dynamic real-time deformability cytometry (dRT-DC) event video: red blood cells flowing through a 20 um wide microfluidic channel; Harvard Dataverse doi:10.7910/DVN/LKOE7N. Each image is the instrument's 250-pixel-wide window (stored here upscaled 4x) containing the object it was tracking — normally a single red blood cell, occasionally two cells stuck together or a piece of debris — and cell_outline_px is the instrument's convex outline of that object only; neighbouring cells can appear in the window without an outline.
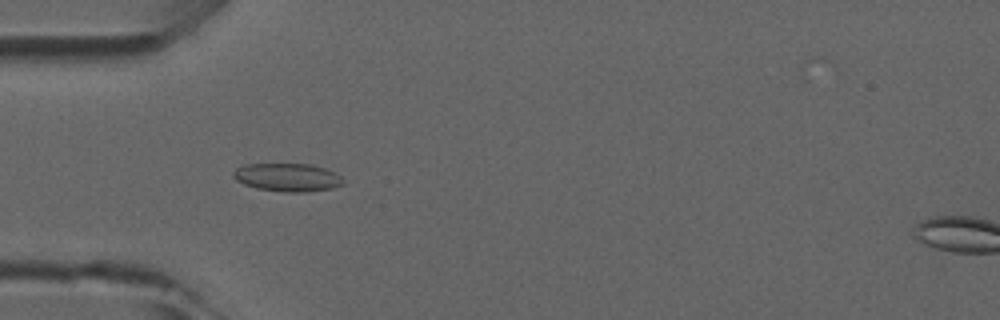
{"species": "common noctule bat (a hibernating species)", "species_latin": "Nyctalus noctula", "temperature_condition": "room temperature", "stored_images_in_passage": 6, "camera_frame_rate_fps": 3000, "um_per_image_px": 0.085, "animal": {"sex": "male", "forearm_length_mm": 52.5}, "frame": {"image": 1, "passage_image": 4, "time_ms": 4.333, "image_size_px": [1000, 320], "cell_outline_px": [[344, 184], [332, 188], [304, 192], [284, 192], [256, 188], [244, 184], [236, 180], [232, 176], [232, 172], [236, 168], [248, 164], [312, 164], [324, 168], [340, 176], [344, 180]], "centroid_in_image_um": [24.42, 15.08], "position_along_channel_um": 60.6, "area_um2": 17.98}}
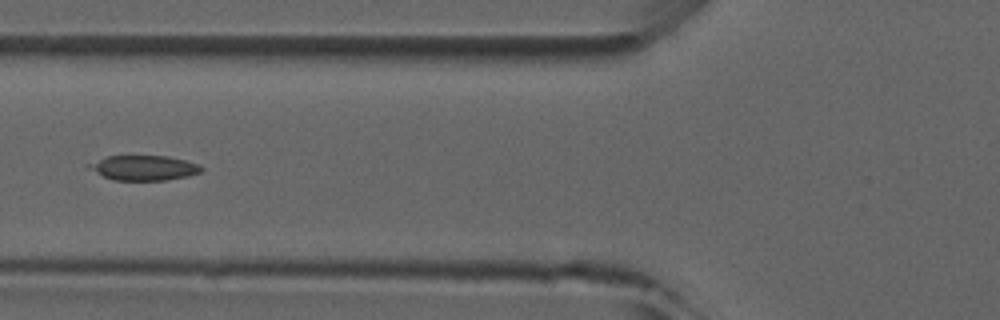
{"frame": {"image": 2, "passage_image": 5, "time_ms": 5.667, "image_size_px": [1000, 320], "cell_outline_px": [[204, 168], [200, 172], [188, 176], [164, 180], [112, 180], [88, 168], [84, 164], [108, 156], [168, 156], [200, 164]], "centroid_in_image_um": [12.21, 14.26], "position_along_channel_um": 113.6, "area_um2": 16.3}}
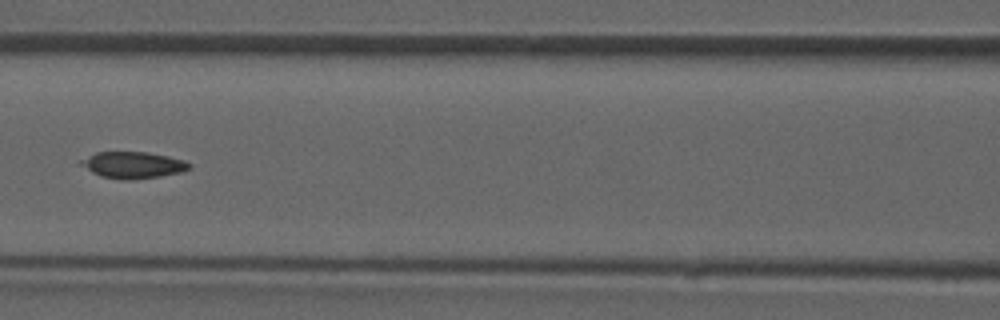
{"frame": {"image": 3, "passage_image": 6, "time_ms": 6.667, "image_size_px": [1000, 320], "cell_outline_px": [[192, 168], [180, 172], [160, 176], [132, 180], [124, 180], [100, 176], [92, 172], [80, 164], [80, 160], [96, 152], [148, 152], [168, 156], [184, 160], [192, 164]], "centroid_in_image_um": [11.33, 14.02], "position_along_channel_um": 155.3, "area_um2": 16.76}}